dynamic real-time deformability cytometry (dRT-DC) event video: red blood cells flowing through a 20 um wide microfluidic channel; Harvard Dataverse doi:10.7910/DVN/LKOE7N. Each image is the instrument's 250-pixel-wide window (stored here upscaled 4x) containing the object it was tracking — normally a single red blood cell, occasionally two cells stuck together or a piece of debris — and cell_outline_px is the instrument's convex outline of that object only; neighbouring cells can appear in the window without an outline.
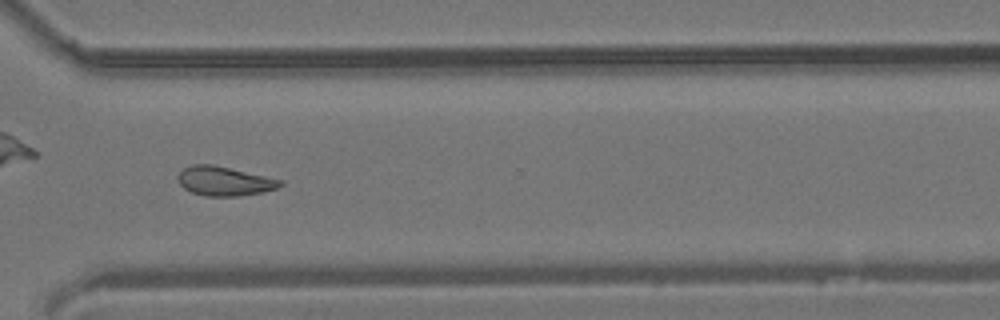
{"species": "common noctule bat (a hibernating species)", "species_latin": "Nyctalus noctula", "temperature_condition": "room temperature", "stored_images_in_passage": 43, "camera_frame_rate_fps": 3000, "um_per_image_px": 0.085, "animal": {"sex": "male", "body_mass_g": 19.2, "forearm_length_mm": 51.8}, "frame": {"image": 1, "passage_image": 31, "time_ms": 10.0, "image_size_px": [1000, 320], "cell_outline_px": [[284, 184], [276, 188], [264, 192], [236, 196], [204, 196], [192, 192], [184, 188], [180, 184], [176, 176], [184, 168], [192, 164], [212, 164], [284, 180]], "centroid_in_image_um": [19.07, 15.39], "position_along_channel_um": 351.5, "area_um2": 17.46}}